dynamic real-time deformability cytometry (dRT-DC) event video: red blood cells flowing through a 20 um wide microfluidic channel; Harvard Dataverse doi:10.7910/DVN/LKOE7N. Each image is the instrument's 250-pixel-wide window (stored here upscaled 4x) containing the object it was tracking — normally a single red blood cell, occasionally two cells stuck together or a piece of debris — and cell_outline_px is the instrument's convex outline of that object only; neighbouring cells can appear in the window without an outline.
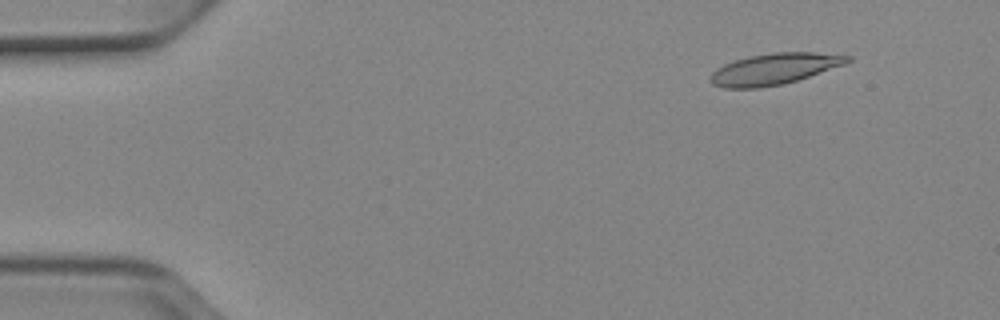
{"species": "Egyptian fruit bat (a non-hibernating species)", "species_latin": "Rousettus aegyptiacus", "temperature_condition": "cold", "stored_images_in_passage": 52, "camera_frame_rate_fps": 3000, "um_per_image_px": 0.085, "animal": {"sex": "female"}, "frame": {"image": 1, "passage_image": 6, "time_ms": 1.667, "image_size_px": [1000, 320], "cell_outline_px": [[852, 60], [844, 64], [796, 80], [780, 84], [760, 88], [724, 88], [712, 84], [708, 80], [708, 76], [716, 68], [724, 64], [736, 60], [752, 56], [772, 52], [816, 52], [852, 56]], "centroid_in_image_um": [65.77, 5.86], "position_along_channel_um": 19.2, "area_um2": 24.74}}
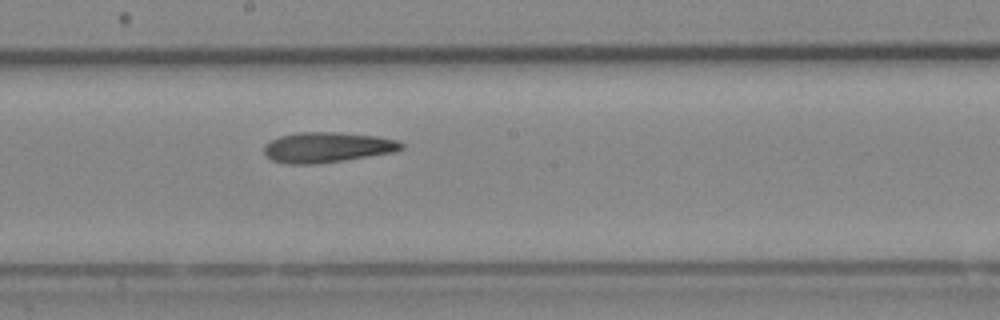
{"frame": {"image": 2, "passage_image": 29, "time_ms": 9.333, "image_size_px": [1000, 320], "cell_outline_px": [[404, 148], [396, 152], [344, 160], [312, 164], [284, 164], [272, 160], [264, 156], [264, 144], [268, 140], [280, 136], [296, 132], [336, 132], [376, 136], [396, 140], [404, 144]], "centroid_in_image_um": [27.77, 12.52], "position_along_channel_um": 220.4, "area_um2": 24.51}}
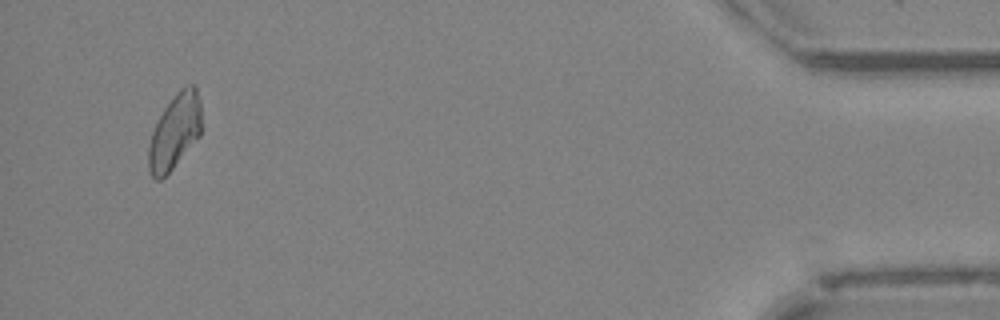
{"frame": {"image": 3, "passage_image": 50, "time_ms": 16.333, "image_size_px": [1000, 320], "cell_outline_px": [[200, 136], [172, 168], [160, 180], [156, 180], [152, 176], [148, 168], [148, 144], [152, 132], [164, 108], [176, 92], [180, 88], [188, 84], [196, 84], [200, 100]], "centroid_in_image_um": [14.85, 11.15], "position_along_channel_um": 420.4, "area_um2": 23.0}}